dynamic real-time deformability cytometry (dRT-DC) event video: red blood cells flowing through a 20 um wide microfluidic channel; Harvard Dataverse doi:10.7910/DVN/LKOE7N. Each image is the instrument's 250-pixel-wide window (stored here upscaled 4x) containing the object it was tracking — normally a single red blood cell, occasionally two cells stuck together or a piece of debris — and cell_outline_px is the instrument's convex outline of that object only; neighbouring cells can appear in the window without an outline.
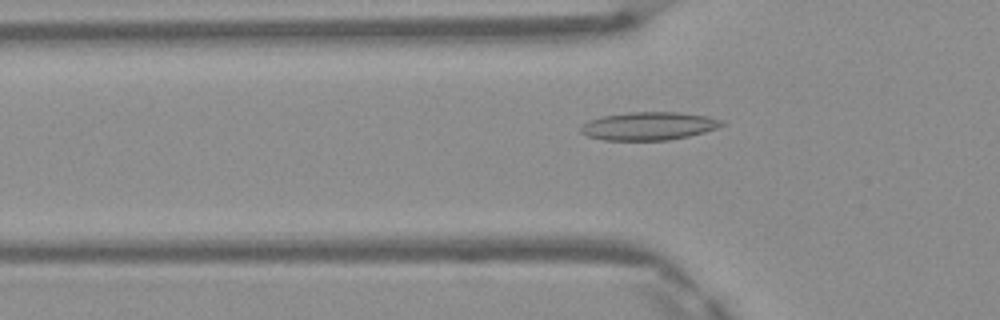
{"species": "Egyptian fruit bat (a non-hibernating species)", "species_latin": "Rousettus aegyptiacus", "temperature_condition": "warm", "stored_images_in_passage": 43, "camera_frame_rate_fps": 3000, "um_per_image_px": 0.085, "frame": {"image": 1, "passage_image": 15, "time_ms": 4.667, "image_size_px": [1000, 320], "cell_outline_px": [[724, 124], [716, 128], [704, 132], [688, 136], [668, 140], [604, 140], [588, 136], [580, 132], [580, 124], [588, 120], [600, 116], [628, 112], [680, 112], [708, 116], [724, 120]], "centroid_in_image_um": [55.11, 10.7], "position_along_channel_um": 70.7, "area_um2": 23.29}}
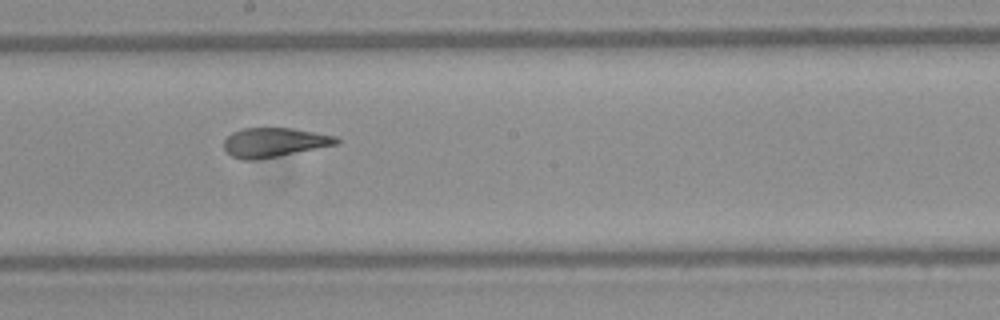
{"frame": {"image": 2, "passage_image": 26, "time_ms": 8.333, "image_size_px": [1000, 320], "cell_outline_px": [[340, 144], [256, 160], [244, 160], [232, 156], [224, 148], [224, 140], [232, 132], [244, 128], [292, 128], [336, 136], [340, 140]], "centroid_in_image_um": [23.32, 12.1], "position_along_channel_um": 224.9, "area_um2": 19.13}}
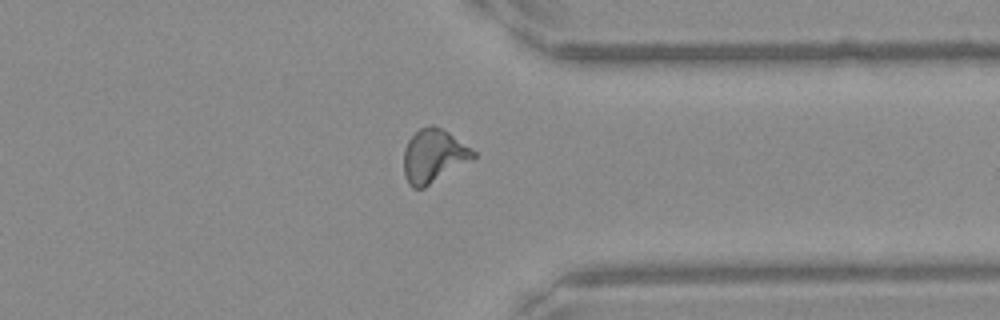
{"frame": {"image": 3, "passage_image": 37, "time_ms": 12.0, "image_size_px": [1000, 320], "cell_outline_px": [[476, 156], [424, 188], [412, 188], [408, 184], [404, 172], [404, 148], [408, 140], [420, 128], [432, 124], [448, 132], [476, 152]], "centroid_in_image_um": [36.82, 13.25], "position_along_channel_um": 374.6, "area_um2": 21.21}, "authors_computed_cell_mechanics": {"area_um2": 20.808, "velocity_mm_per_s": 4.1812, "shape_relaxation_time_tau1_ms": null, "shape_relaxation_time_tau2_ms": 0.8771, "deformation_change_tau1": null, "deformation_change_tau2": 0.0707}}